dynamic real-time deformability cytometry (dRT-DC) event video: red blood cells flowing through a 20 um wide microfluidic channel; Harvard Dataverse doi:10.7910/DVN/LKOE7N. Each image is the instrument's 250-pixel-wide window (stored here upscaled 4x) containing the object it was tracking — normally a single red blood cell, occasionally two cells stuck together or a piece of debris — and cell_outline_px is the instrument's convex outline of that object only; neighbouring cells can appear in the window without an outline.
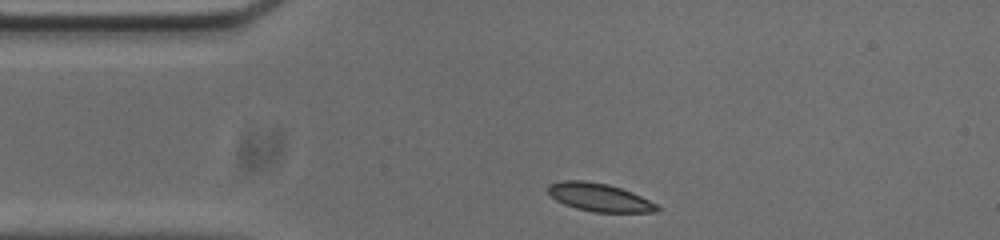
{"species": "common noctule bat (a hibernating species)", "species_latin": "Nyctalus noctula", "temperature_condition": "cold", "stored_images_in_passage": 36, "camera_frame_rate_fps": 3000, "um_per_image_px": 0.085, "animal": {"sex": "male", "body_mass_g": 20.0, "forearm_length_mm": 53.3}, "frame": {"image": 1, "passage_image": 1, "time_ms": 0.0, "image_size_px": [1000, 240], "cell_outline_px": [[660, 212], [592, 212], [576, 208], [564, 204], [556, 200], [548, 192], [548, 184], [564, 180], [584, 180], [608, 184], [632, 192], [656, 204], [660, 208]], "centroid_in_image_um": [50.94, 16.77], "position_along_channel_um": 34.1, "area_um2": 17.8}}
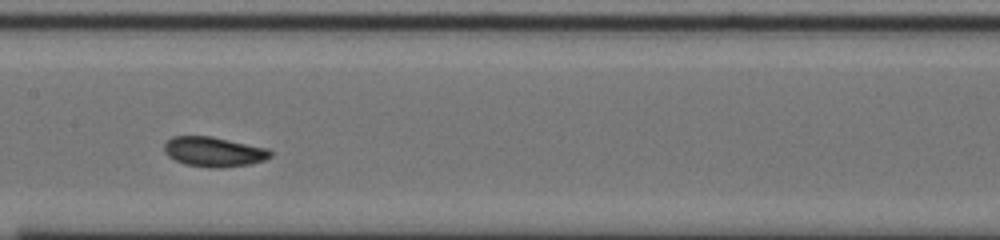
{"frame": {"image": 2, "passage_image": 16, "time_ms": 5.0, "image_size_px": [1000, 240], "cell_outline_px": [[272, 156], [264, 160], [248, 164], [224, 168], [208, 168], [184, 164], [168, 156], [164, 152], [164, 144], [172, 136], [212, 136], [268, 148], [272, 152]], "centroid_in_image_um": [18.17, 12.9], "position_along_channel_um": 189.2, "area_um2": 18.61}}
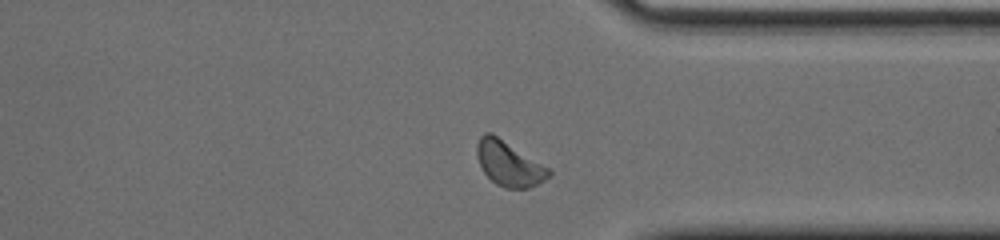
{"frame": {"image": 3, "passage_image": 31, "time_ms": 10.0, "image_size_px": [1000, 240], "cell_outline_px": [[552, 172], [544, 180], [528, 188], [504, 188], [496, 184], [484, 172], [476, 156], [476, 144], [480, 136], [484, 132], [492, 132], [552, 168]], "centroid_in_image_um": [43.27, 13.87], "position_along_channel_um": 368.1, "area_um2": 19.13}, "authors_computed_cell_mechanics": {"area_um2": 18.0914, "velocity_mm_per_s": 3.6665, "shape_relaxation_time_tau1_ms": 6.6005, "shape_relaxation_time_tau2_ms": 1.9789, "deformation_change_tau1": 0.1214, "deformation_change_tau2": 0.0588}}